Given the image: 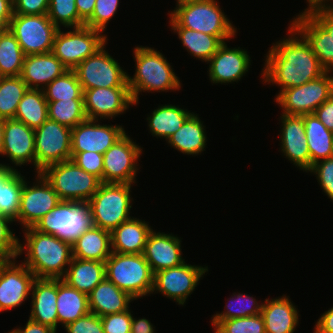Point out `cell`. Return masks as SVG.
<instances>
[{"label":"cell","instance_id":"obj_1","mask_svg":"<svg viewBox=\"0 0 333 333\" xmlns=\"http://www.w3.org/2000/svg\"><path fill=\"white\" fill-rule=\"evenodd\" d=\"M288 31V38L273 43L261 73L263 82L280 86V92L308 83L326 72L306 40L291 25Z\"/></svg>","mask_w":333,"mask_h":333},{"label":"cell","instance_id":"obj_2","mask_svg":"<svg viewBox=\"0 0 333 333\" xmlns=\"http://www.w3.org/2000/svg\"><path fill=\"white\" fill-rule=\"evenodd\" d=\"M23 231L26 243H19L18 255L26 251L27 257L22 263L36 278L62 279L73 258L72 244L34 227Z\"/></svg>","mask_w":333,"mask_h":333},{"label":"cell","instance_id":"obj_3","mask_svg":"<svg viewBox=\"0 0 333 333\" xmlns=\"http://www.w3.org/2000/svg\"><path fill=\"white\" fill-rule=\"evenodd\" d=\"M133 52L136 69L133 77L128 75V86L135 104L141 92L179 91L181 82L162 53L144 46Z\"/></svg>","mask_w":333,"mask_h":333},{"label":"cell","instance_id":"obj_4","mask_svg":"<svg viewBox=\"0 0 333 333\" xmlns=\"http://www.w3.org/2000/svg\"><path fill=\"white\" fill-rule=\"evenodd\" d=\"M105 276L135 300L153 290L154 273L143 254L112 252L105 261Z\"/></svg>","mask_w":333,"mask_h":333},{"label":"cell","instance_id":"obj_5","mask_svg":"<svg viewBox=\"0 0 333 333\" xmlns=\"http://www.w3.org/2000/svg\"><path fill=\"white\" fill-rule=\"evenodd\" d=\"M169 16L171 27H184L216 37H234L237 32L216 0L176 5Z\"/></svg>","mask_w":333,"mask_h":333},{"label":"cell","instance_id":"obj_6","mask_svg":"<svg viewBox=\"0 0 333 333\" xmlns=\"http://www.w3.org/2000/svg\"><path fill=\"white\" fill-rule=\"evenodd\" d=\"M132 184L101 183L98 190L87 202L91 207L94 226L112 231L129 220L133 198Z\"/></svg>","mask_w":333,"mask_h":333},{"label":"cell","instance_id":"obj_7","mask_svg":"<svg viewBox=\"0 0 333 333\" xmlns=\"http://www.w3.org/2000/svg\"><path fill=\"white\" fill-rule=\"evenodd\" d=\"M290 25L306 40L320 65L333 72V13L313 8L299 13Z\"/></svg>","mask_w":333,"mask_h":333},{"label":"cell","instance_id":"obj_8","mask_svg":"<svg viewBox=\"0 0 333 333\" xmlns=\"http://www.w3.org/2000/svg\"><path fill=\"white\" fill-rule=\"evenodd\" d=\"M40 173L61 201L87 203L102 183L98 177L78 167L71 159L50 165Z\"/></svg>","mask_w":333,"mask_h":333},{"label":"cell","instance_id":"obj_9","mask_svg":"<svg viewBox=\"0 0 333 333\" xmlns=\"http://www.w3.org/2000/svg\"><path fill=\"white\" fill-rule=\"evenodd\" d=\"M94 226L88 203L61 201L34 226L37 231L73 243L84 231Z\"/></svg>","mask_w":333,"mask_h":333},{"label":"cell","instance_id":"obj_10","mask_svg":"<svg viewBox=\"0 0 333 333\" xmlns=\"http://www.w3.org/2000/svg\"><path fill=\"white\" fill-rule=\"evenodd\" d=\"M63 32L57 31L52 53L67 68L74 70L82 61L95 54L106 43L108 38L103 32L88 26L72 27Z\"/></svg>","mask_w":333,"mask_h":333},{"label":"cell","instance_id":"obj_11","mask_svg":"<svg viewBox=\"0 0 333 333\" xmlns=\"http://www.w3.org/2000/svg\"><path fill=\"white\" fill-rule=\"evenodd\" d=\"M326 71L303 85L286 88L276 95L282 114L302 116L313 112L333 95V76Z\"/></svg>","mask_w":333,"mask_h":333},{"label":"cell","instance_id":"obj_12","mask_svg":"<svg viewBox=\"0 0 333 333\" xmlns=\"http://www.w3.org/2000/svg\"><path fill=\"white\" fill-rule=\"evenodd\" d=\"M9 30L17 39L24 55L27 56L52 52L55 35L59 28L53 24L47 14H13Z\"/></svg>","mask_w":333,"mask_h":333},{"label":"cell","instance_id":"obj_13","mask_svg":"<svg viewBox=\"0 0 333 333\" xmlns=\"http://www.w3.org/2000/svg\"><path fill=\"white\" fill-rule=\"evenodd\" d=\"M106 45L74 69L83 91L99 87H129L128 74L104 49Z\"/></svg>","mask_w":333,"mask_h":333},{"label":"cell","instance_id":"obj_14","mask_svg":"<svg viewBox=\"0 0 333 333\" xmlns=\"http://www.w3.org/2000/svg\"><path fill=\"white\" fill-rule=\"evenodd\" d=\"M36 173L71 159V128L47 119L35 129Z\"/></svg>","mask_w":333,"mask_h":333},{"label":"cell","instance_id":"obj_15","mask_svg":"<svg viewBox=\"0 0 333 333\" xmlns=\"http://www.w3.org/2000/svg\"><path fill=\"white\" fill-rule=\"evenodd\" d=\"M142 151L141 146L125 134L103 154V183H136Z\"/></svg>","mask_w":333,"mask_h":333},{"label":"cell","instance_id":"obj_16","mask_svg":"<svg viewBox=\"0 0 333 333\" xmlns=\"http://www.w3.org/2000/svg\"><path fill=\"white\" fill-rule=\"evenodd\" d=\"M208 272V267L183 264L163 269L154 273V284L152 293L161 292L167 298L184 305L186 299L195 290L201 277Z\"/></svg>","mask_w":333,"mask_h":333},{"label":"cell","instance_id":"obj_17","mask_svg":"<svg viewBox=\"0 0 333 333\" xmlns=\"http://www.w3.org/2000/svg\"><path fill=\"white\" fill-rule=\"evenodd\" d=\"M36 183L32 187L24 182L20 210L17 221L23 228L34 227L48 212L52 211L60 202L58 194L41 173L36 174Z\"/></svg>","mask_w":333,"mask_h":333},{"label":"cell","instance_id":"obj_18","mask_svg":"<svg viewBox=\"0 0 333 333\" xmlns=\"http://www.w3.org/2000/svg\"><path fill=\"white\" fill-rule=\"evenodd\" d=\"M97 123L98 120L86 119L71 128V153L89 151L104 154L126 134L121 125Z\"/></svg>","mask_w":333,"mask_h":333},{"label":"cell","instance_id":"obj_19","mask_svg":"<svg viewBox=\"0 0 333 333\" xmlns=\"http://www.w3.org/2000/svg\"><path fill=\"white\" fill-rule=\"evenodd\" d=\"M17 258L0 261V312L20 306L31 293L35 275Z\"/></svg>","mask_w":333,"mask_h":333},{"label":"cell","instance_id":"obj_20","mask_svg":"<svg viewBox=\"0 0 333 333\" xmlns=\"http://www.w3.org/2000/svg\"><path fill=\"white\" fill-rule=\"evenodd\" d=\"M87 119H112L135 105L129 87H99L83 91Z\"/></svg>","mask_w":333,"mask_h":333},{"label":"cell","instance_id":"obj_21","mask_svg":"<svg viewBox=\"0 0 333 333\" xmlns=\"http://www.w3.org/2000/svg\"><path fill=\"white\" fill-rule=\"evenodd\" d=\"M250 59L247 50L240 49V47L228 48L224 42L207 62V64L209 63L207 71L209 80L214 84L240 81L250 68Z\"/></svg>","mask_w":333,"mask_h":333},{"label":"cell","instance_id":"obj_22","mask_svg":"<svg viewBox=\"0 0 333 333\" xmlns=\"http://www.w3.org/2000/svg\"><path fill=\"white\" fill-rule=\"evenodd\" d=\"M4 141L1 155H6L15 166L31 163L35 166V131L15 119L4 120Z\"/></svg>","mask_w":333,"mask_h":333},{"label":"cell","instance_id":"obj_23","mask_svg":"<svg viewBox=\"0 0 333 333\" xmlns=\"http://www.w3.org/2000/svg\"><path fill=\"white\" fill-rule=\"evenodd\" d=\"M281 152L300 170L310 169V152L302 116L281 114Z\"/></svg>","mask_w":333,"mask_h":333},{"label":"cell","instance_id":"obj_24","mask_svg":"<svg viewBox=\"0 0 333 333\" xmlns=\"http://www.w3.org/2000/svg\"><path fill=\"white\" fill-rule=\"evenodd\" d=\"M181 242L179 237L172 234L156 233L153 230L149 233L143 255L153 273L185 262Z\"/></svg>","mask_w":333,"mask_h":333},{"label":"cell","instance_id":"obj_25","mask_svg":"<svg viewBox=\"0 0 333 333\" xmlns=\"http://www.w3.org/2000/svg\"><path fill=\"white\" fill-rule=\"evenodd\" d=\"M29 319L57 331V279L36 278L31 289Z\"/></svg>","mask_w":333,"mask_h":333},{"label":"cell","instance_id":"obj_26","mask_svg":"<svg viewBox=\"0 0 333 333\" xmlns=\"http://www.w3.org/2000/svg\"><path fill=\"white\" fill-rule=\"evenodd\" d=\"M67 68L52 53L27 55L24 57L20 77L29 89L43 90Z\"/></svg>","mask_w":333,"mask_h":333},{"label":"cell","instance_id":"obj_27","mask_svg":"<svg viewBox=\"0 0 333 333\" xmlns=\"http://www.w3.org/2000/svg\"><path fill=\"white\" fill-rule=\"evenodd\" d=\"M261 315L265 322L266 333H293L299 323L297 308L289 296L282 295L273 299H265Z\"/></svg>","mask_w":333,"mask_h":333},{"label":"cell","instance_id":"obj_28","mask_svg":"<svg viewBox=\"0 0 333 333\" xmlns=\"http://www.w3.org/2000/svg\"><path fill=\"white\" fill-rule=\"evenodd\" d=\"M152 230L145 220L131 217L110 232L112 252L143 254L147 237Z\"/></svg>","mask_w":333,"mask_h":333},{"label":"cell","instance_id":"obj_29","mask_svg":"<svg viewBox=\"0 0 333 333\" xmlns=\"http://www.w3.org/2000/svg\"><path fill=\"white\" fill-rule=\"evenodd\" d=\"M90 312L99 317L129 310L133 299L106 277L88 295Z\"/></svg>","mask_w":333,"mask_h":333},{"label":"cell","instance_id":"obj_30","mask_svg":"<svg viewBox=\"0 0 333 333\" xmlns=\"http://www.w3.org/2000/svg\"><path fill=\"white\" fill-rule=\"evenodd\" d=\"M111 233L93 226L72 243V256L77 259L105 262L111 255Z\"/></svg>","mask_w":333,"mask_h":333},{"label":"cell","instance_id":"obj_31","mask_svg":"<svg viewBox=\"0 0 333 333\" xmlns=\"http://www.w3.org/2000/svg\"><path fill=\"white\" fill-rule=\"evenodd\" d=\"M105 277V262L73 257L62 280L89 295Z\"/></svg>","mask_w":333,"mask_h":333},{"label":"cell","instance_id":"obj_32","mask_svg":"<svg viewBox=\"0 0 333 333\" xmlns=\"http://www.w3.org/2000/svg\"><path fill=\"white\" fill-rule=\"evenodd\" d=\"M204 128L198 115L192 113L180 129L167 139V143L183 154L192 156L201 154L207 142Z\"/></svg>","mask_w":333,"mask_h":333},{"label":"cell","instance_id":"obj_33","mask_svg":"<svg viewBox=\"0 0 333 333\" xmlns=\"http://www.w3.org/2000/svg\"><path fill=\"white\" fill-rule=\"evenodd\" d=\"M89 312L88 295L69 286L62 279H57L58 323L65 327Z\"/></svg>","mask_w":333,"mask_h":333},{"label":"cell","instance_id":"obj_34","mask_svg":"<svg viewBox=\"0 0 333 333\" xmlns=\"http://www.w3.org/2000/svg\"><path fill=\"white\" fill-rule=\"evenodd\" d=\"M193 112L172 104L158 106L147 117L152 136L167 139L177 132Z\"/></svg>","mask_w":333,"mask_h":333},{"label":"cell","instance_id":"obj_35","mask_svg":"<svg viewBox=\"0 0 333 333\" xmlns=\"http://www.w3.org/2000/svg\"><path fill=\"white\" fill-rule=\"evenodd\" d=\"M310 152V168L316 162L331 157L333 132L314 115H302Z\"/></svg>","mask_w":333,"mask_h":333},{"label":"cell","instance_id":"obj_36","mask_svg":"<svg viewBox=\"0 0 333 333\" xmlns=\"http://www.w3.org/2000/svg\"><path fill=\"white\" fill-rule=\"evenodd\" d=\"M171 29L178 34L187 52L203 62H208L225 40L232 38L216 37L184 27H171Z\"/></svg>","mask_w":333,"mask_h":333},{"label":"cell","instance_id":"obj_37","mask_svg":"<svg viewBox=\"0 0 333 333\" xmlns=\"http://www.w3.org/2000/svg\"><path fill=\"white\" fill-rule=\"evenodd\" d=\"M14 119L31 129L39 128L48 119V102L43 90L28 89L18 104Z\"/></svg>","mask_w":333,"mask_h":333},{"label":"cell","instance_id":"obj_38","mask_svg":"<svg viewBox=\"0 0 333 333\" xmlns=\"http://www.w3.org/2000/svg\"><path fill=\"white\" fill-rule=\"evenodd\" d=\"M24 57L17 39L10 30L0 33V75L20 76Z\"/></svg>","mask_w":333,"mask_h":333},{"label":"cell","instance_id":"obj_39","mask_svg":"<svg viewBox=\"0 0 333 333\" xmlns=\"http://www.w3.org/2000/svg\"><path fill=\"white\" fill-rule=\"evenodd\" d=\"M28 89L20 76L3 77L0 85V119H14L18 104Z\"/></svg>","mask_w":333,"mask_h":333},{"label":"cell","instance_id":"obj_40","mask_svg":"<svg viewBox=\"0 0 333 333\" xmlns=\"http://www.w3.org/2000/svg\"><path fill=\"white\" fill-rule=\"evenodd\" d=\"M47 102L84 99L83 90L74 70H67L43 89Z\"/></svg>","mask_w":333,"mask_h":333},{"label":"cell","instance_id":"obj_41","mask_svg":"<svg viewBox=\"0 0 333 333\" xmlns=\"http://www.w3.org/2000/svg\"><path fill=\"white\" fill-rule=\"evenodd\" d=\"M48 119L74 128L87 119L84 99L58 100L48 102Z\"/></svg>","mask_w":333,"mask_h":333},{"label":"cell","instance_id":"obj_42","mask_svg":"<svg viewBox=\"0 0 333 333\" xmlns=\"http://www.w3.org/2000/svg\"><path fill=\"white\" fill-rule=\"evenodd\" d=\"M25 177L17 170L0 186V215L17 222Z\"/></svg>","mask_w":333,"mask_h":333},{"label":"cell","instance_id":"obj_43","mask_svg":"<svg viewBox=\"0 0 333 333\" xmlns=\"http://www.w3.org/2000/svg\"><path fill=\"white\" fill-rule=\"evenodd\" d=\"M225 311L212 316L213 327L221 320L255 316L261 313L263 302L260 304L256 299L248 294L233 293ZM234 302V303H233ZM258 302V303H257Z\"/></svg>","mask_w":333,"mask_h":333},{"label":"cell","instance_id":"obj_44","mask_svg":"<svg viewBox=\"0 0 333 333\" xmlns=\"http://www.w3.org/2000/svg\"><path fill=\"white\" fill-rule=\"evenodd\" d=\"M47 15L58 28H61V25L65 28L85 25L79 18L75 0H49Z\"/></svg>","mask_w":333,"mask_h":333},{"label":"cell","instance_id":"obj_45","mask_svg":"<svg viewBox=\"0 0 333 333\" xmlns=\"http://www.w3.org/2000/svg\"><path fill=\"white\" fill-rule=\"evenodd\" d=\"M214 330L216 333H266L261 313L255 316L221 320L214 326Z\"/></svg>","mask_w":333,"mask_h":333},{"label":"cell","instance_id":"obj_46","mask_svg":"<svg viewBox=\"0 0 333 333\" xmlns=\"http://www.w3.org/2000/svg\"><path fill=\"white\" fill-rule=\"evenodd\" d=\"M119 0H96L92 16L85 22V26L105 32L111 18L116 14Z\"/></svg>","mask_w":333,"mask_h":333},{"label":"cell","instance_id":"obj_47","mask_svg":"<svg viewBox=\"0 0 333 333\" xmlns=\"http://www.w3.org/2000/svg\"><path fill=\"white\" fill-rule=\"evenodd\" d=\"M13 221L0 215V261L18 258L20 240L10 230Z\"/></svg>","mask_w":333,"mask_h":333},{"label":"cell","instance_id":"obj_48","mask_svg":"<svg viewBox=\"0 0 333 333\" xmlns=\"http://www.w3.org/2000/svg\"><path fill=\"white\" fill-rule=\"evenodd\" d=\"M71 160L78 167L98 177L103 183V154L89 151L71 153Z\"/></svg>","mask_w":333,"mask_h":333},{"label":"cell","instance_id":"obj_49","mask_svg":"<svg viewBox=\"0 0 333 333\" xmlns=\"http://www.w3.org/2000/svg\"><path fill=\"white\" fill-rule=\"evenodd\" d=\"M315 174L325 195L333 200V158L320 160L307 171Z\"/></svg>","mask_w":333,"mask_h":333},{"label":"cell","instance_id":"obj_50","mask_svg":"<svg viewBox=\"0 0 333 333\" xmlns=\"http://www.w3.org/2000/svg\"><path fill=\"white\" fill-rule=\"evenodd\" d=\"M104 333H131L130 309L120 313L101 316Z\"/></svg>","mask_w":333,"mask_h":333},{"label":"cell","instance_id":"obj_51","mask_svg":"<svg viewBox=\"0 0 333 333\" xmlns=\"http://www.w3.org/2000/svg\"><path fill=\"white\" fill-rule=\"evenodd\" d=\"M64 329L67 333H104L101 317L92 312L67 324Z\"/></svg>","mask_w":333,"mask_h":333},{"label":"cell","instance_id":"obj_52","mask_svg":"<svg viewBox=\"0 0 333 333\" xmlns=\"http://www.w3.org/2000/svg\"><path fill=\"white\" fill-rule=\"evenodd\" d=\"M49 0H13L14 14L42 15L48 13Z\"/></svg>","mask_w":333,"mask_h":333},{"label":"cell","instance_id":"obj_53","mask_svg":"<svg viewBox=\"0 0 333 333\" xmlns=\"http://www.w3.org/2000/svg\"><path fill=\"white\" fill-rule=\"evenodd\" d=\"M313 114L324 124V126L333 132V95L322 103Z\"/></svg>","mask_w":333,"mask_h":333},{"label":"cell","instance_id":"obj_54","mask_svg":"<svg viewBox=\"0 0 333 333\" xmlns=\"http://www.w3.org/2000/svg\"><path fill=\"white\" fill-rule=\"evenodd\" d=\"M314 328L313 333H333V307L320 316Z\"/></svg>","mask_w":333,"mask_h":333},{"label":"cell","instance_id":"obj_55","mask_svg":"<svg viewBox=\"0 0 333 333\" xmlns=\"http://www.w3.org/2000/svg\"><path fill=\"white\" fill-rule=\"evenodd\" d=\"M8 333H56L53 328L28 319L24 328H16Z\"/></svg>","mask_w":333,"mask_h":333},{"label":"cell","instance_id":"obj_56","mask_svg":"<svg viewBox=\"0 0 333 333\" xmlns=\"http://www.w3.org/2000/svg\"><path fill=\"white\" fill-rule=\"evenodd\" d=\"M96 0H75L79 18L85 23L91 16L95 8Z\"/></svg>","mask_w":333,"mask_h":333},{"label":"cell","instance_id":"obj_57","mask_svg":"<svg viewBox=\"0 0 333 333\" xmlns=\"http://www.w3.org/2000/svg\"><path fill=\"white\" fill-rule=\"evenodd\" d=\"M153 328L155 327H153L148 319L143 317L137 320L132 314L131 333H156Z\"/></svg>","mask_w":333,"mask_h":333},{"label":"cell","instance_id":"obj_58","mask_svg":"<svg viewBox=\"0 0 333 333\" xmlns=\"http://www.w3.org/2000/svg\"><path fill=\"white\" fill-rule=\"evenodd\" d=\"M0 14L10 22L14 14L13 0H0Z\"/></svg>","mask_w":333,"mask_h":333},{"label":"cell","instance_id":"obj_59","mask_svg":"<svg viewBox=\"0 0 333 333\" xmlns=\"http://www.w3.org/2000/svg\"><path fill=\"white\" fill-rule=\"evenodd\" d=\"M18 169H15L11 165L8 164H1L0 163V186H3V184L17 171Z\"/></svg>","mask_w":333,"mask_h":333},{"label":"cell","instance_id":"obj_60","mask_svg":"<svg viewBox=\"0 0 333 333\" xmlns=\"http://www.w3.org/2000/svg\"><path fill=\"white\" fill-rule=\"evenodd\" d=\"M333 1V0H307L308 2V8L304 9L305 11H308L313 8H326L327 2Z\"/></svg>","mask_w":333,"mask_h":333},{"label":"cell","instance_id":"obj_61","mask_svg":"<svg viewBox=\"0 0 333 333\" xmlns=\"http://www.w3.org/2000/svg\"><path fill=\"white\" fill-rule=\"evenodd\" d=\"M10 22L0 14V33L9 31Z\"/></svg>","mask_w":333,"mask_h":333},{"label":"cell","instance_id":"obj_62","mask_svg":"<svg viewBox=\"0 0 333 333\" xmlns=\"http://www.w3.org/2000/svg\"><path fill=\"white\" fill-rule=\"evenodd\" d=\"M4 120L0 119V155L2 153L3 141H4Z\"/></svg>","mask_w":333,"mask_h":333},{"label":"cell","instance_id":"obj_63","mask_svg":"<svg viewBox=\"0 0 333 333\" xmlns=\"http://www.w3.org/2000/svg\"><path fill=\"white\" fill-rule=\"evenodd\" d=\"M201 1H207V0H177V5H181V4H187V3H191V2H201Z\"/></svg>","mask_w":333,"mask_h":333},{"label":"cell","instance_id":"obj_64","mask_svg":"<svg viewBox=\"0 0 333 333\" xmlns=\"http://www.w3.org/2000/svg\"><path fill=\"white\" fill-rule=\"evenodd\" d=\"M333 2H330L329 5H327L326 9H328L331 13H333V5H332Z\"/></svg>","mask_w":333,"mask_h":333},{"label":"cell","instance_id":"obj_65","mask_svg":"<svg viewBox=\"0 0 333 333\" xmlns=\"http://www.w3.org/2000/svg\"><path fill=\"white\" fill-rule=\"evenodd\" d=\"M331 158H333V141H332V152H331Z\"/></svg>","mask_w":333,"mask_h":333},{"label":"cell","instance_id":"obj_66","mask_svg":"<svg viewBox=\"0 0 333 333\" xmlns=\"http://www.w3.org/2000/svg\"><path fill=\"white\" fill-rule=\"evenodd\" d=\"M3 77H4V76L0 75V85H1V82H2V80H3Z\"/></svg>","mask_w":333,"mask_h":333}]
</instances>
